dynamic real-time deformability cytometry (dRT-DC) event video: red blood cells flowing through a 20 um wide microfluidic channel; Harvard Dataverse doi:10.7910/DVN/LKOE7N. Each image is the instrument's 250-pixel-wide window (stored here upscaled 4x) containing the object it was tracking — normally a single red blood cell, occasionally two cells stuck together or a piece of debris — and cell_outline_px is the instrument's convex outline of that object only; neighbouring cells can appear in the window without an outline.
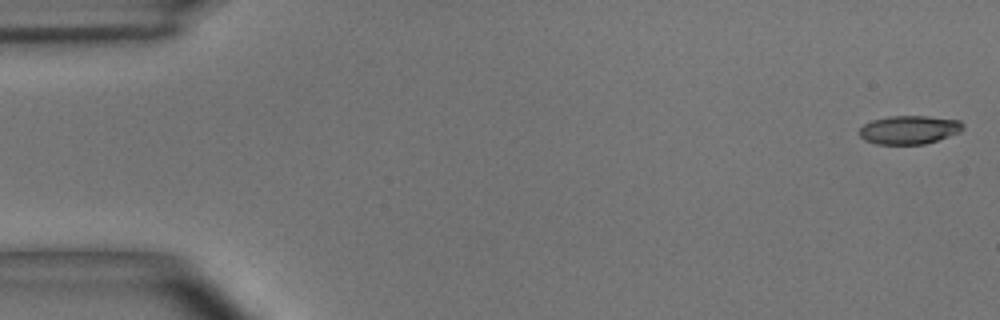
{"species": "common noctule bat (a hibernating species)", "species_latin": "Nyctalus noctula", "temperature_condition": "room temperature", "stored_images_in_passage": 54, "camera_frame_rate_fps": 3000, "um_per_image_px": 0.085, "animal": {"sex": "male", "body_mass_g": 15.6}, "frame": {"image": 1, "passage_image": 1, "time_ms": 0.0, "image_size_px": [1000, 320], "cell_outline_px": [[964, 128], [960, 132], [924, 144], [876, 144], [864, 140], [856, 132], [864, 124], [872, 120], [888, 116], [928, 116], [960, 120], [964, 124]], "centroid_in_image_um": [77.25, 11.02], "position_along_channel_um": 7.7, "area_um2": 17.34}}
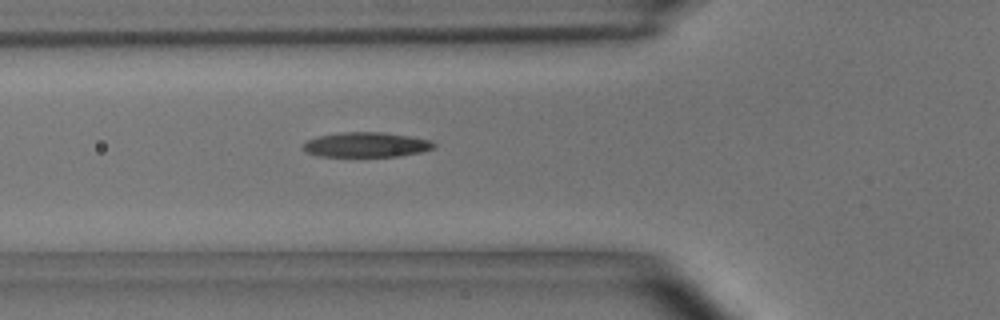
{"frame": {"image": 2, "passage_image": 19, "time_ms": 6.0, "image_size_px": [1000, 320], "cell_outline_px": [[436, 144], [432, 148], [420, 152], [400, 156], [320, 156], [304, 152], [300, 148], [308, 140], [320, 136], [340, 132], [384, 132], [412, 136], [432, 140]], "centroid_in_image_um": [31.13, 12.29], "position_along_channel_um": 94.7, "area_um2": 19.02}}
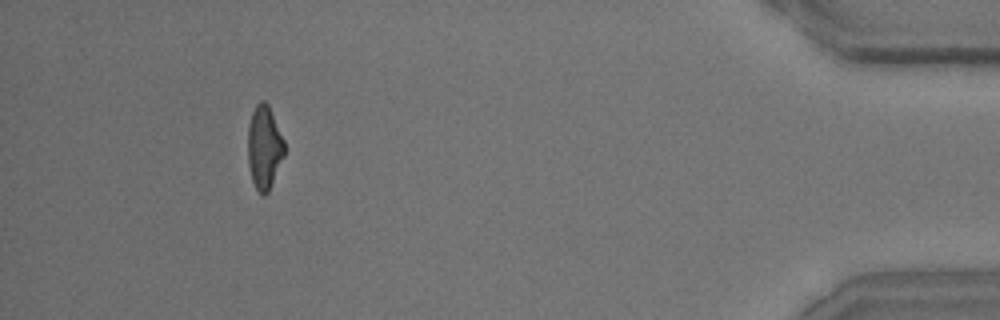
{"frame": {"image": 3, "passage_image": 50, "time_ms": 16.333, "image_size_px": [1000, 320], "cell_outline_px": [[284, 156], [268, 192], [264, 196], [256, 188], [252, 180], [248, 164], [248, 124], [252, 112], [256, 104], [260, 100], [264, 100], [268, 104], [284, 140]], "centroid_in_image_um": [22.45, 12.5], "position_along_channel_um": 412.7, "area_um2": 17.69}, "authors_computed_cell_mechanics": {"area_um2": 18.4093, "velocity_mm_per_s": 3.6718, "shape_relaxation_time_tau1_ms": 4.8476, "shape_relaxation_time_tau2_ms": 2.9086, "deformation_change_tau1": 0.1706, "deformation_change_tau2": 0.1286}}